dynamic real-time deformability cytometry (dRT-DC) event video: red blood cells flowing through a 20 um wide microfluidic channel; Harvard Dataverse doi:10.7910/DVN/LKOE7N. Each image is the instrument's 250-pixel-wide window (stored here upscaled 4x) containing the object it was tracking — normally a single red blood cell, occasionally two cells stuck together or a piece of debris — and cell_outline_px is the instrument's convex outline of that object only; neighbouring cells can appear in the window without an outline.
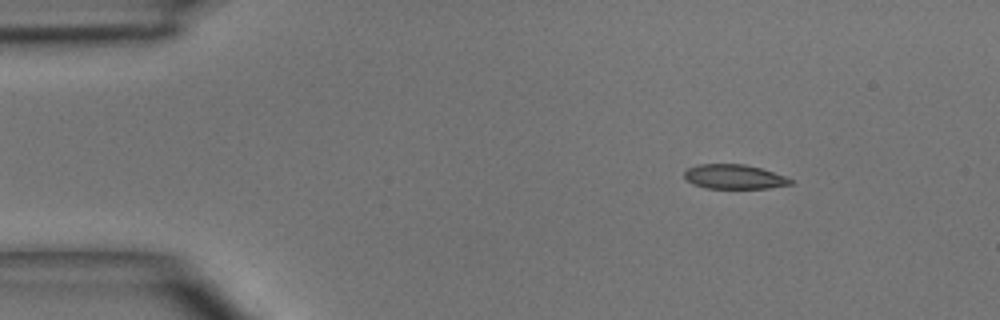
{"species": "common noctule bat (a hibernating species)", "species_latin": "Nyctalus noctula", "temperature_condition": "room temperature", "stored_images_in_passage": 3, "camera_frame_rate_fps": 3000, "um_per_image_px": 0.085, "animal": {"sex": "male", "body_mass_g": 15.6}, "frame": {"image": 1, "passage_image": 1, "time_ms": 0.0, "image_size_px": [1000, 320], "cell_outline_px": [[792, 184], [768, 188], [704, 188], [692, 184], [684, 176], [684, 172], [688, 168], [700, 164], [744, 164], [760, 168], [784, 176], [792, 180]], "centroid_in_image_um": [62.37, 15.02], "position_along_channel_um": 22.6, "area_um2": 14.97}}
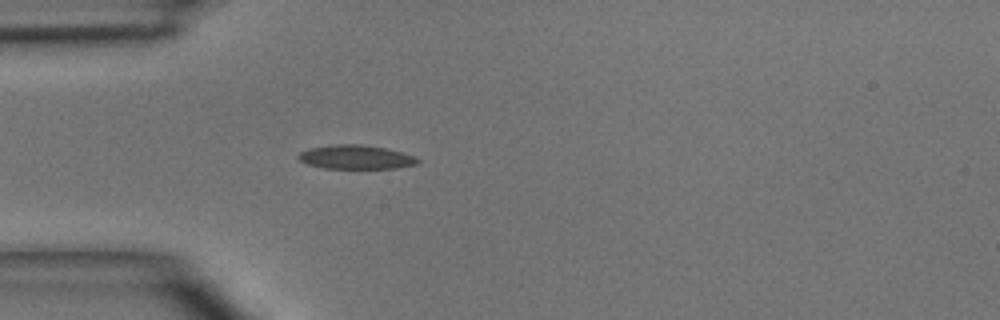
{"frame": {"image": 2, "passage_image": 3, "time_ms": 2.333, "image_size_px": [1000, 320], "cell_outline_px": [[420, 160], [416, 164], [396, 168], [324, 168], [308, 164], [300, 160], [296, 156], [300, 152], [308, 148], [332, 144], [360, 144], [388, 148], [412, 156]], "centroid_in_image_um": [30.2, 13.34], "position_along_channel_um": 54.8, "area_um2": 16.59}}